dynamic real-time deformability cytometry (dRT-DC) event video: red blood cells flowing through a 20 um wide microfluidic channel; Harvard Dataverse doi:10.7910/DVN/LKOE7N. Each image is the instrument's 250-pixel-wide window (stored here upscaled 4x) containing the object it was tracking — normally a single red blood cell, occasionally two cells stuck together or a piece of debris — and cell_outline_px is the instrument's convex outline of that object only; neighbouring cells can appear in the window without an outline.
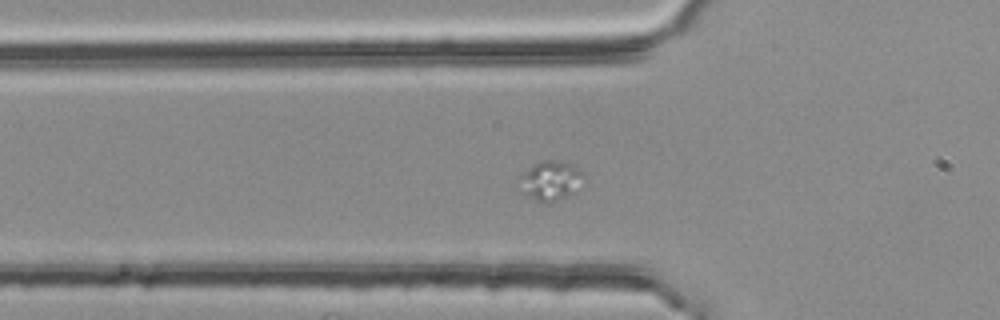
{"species": "common noctule bat (a hibernating species)", "species_latin": "Nyctalus noctula", "temperature_condition": "room temperature", "stored_images_in_passage": 22, "camera_frame_rate_fps": 3000, "um_per_image_px": 0.085, "animal": {"sex": "female", "body_mass_g": 25.1}, "frame": {"image": 1, "passage_image": 11, "time_ms": 3.333, "image_size_px": [1000, 320], "cell_outline_px": [[584, 176], [576, 192], [560, 200], [544, 204], [528, 196], [524, 192], [516, 176], [540, 160], [560, 160], [572, 164], [580, 168], [584, 172]], "centroid_in_image_um": [46.81, 15.34], "position_along_channel_um": 79.0, "area_um2": 15.2}}